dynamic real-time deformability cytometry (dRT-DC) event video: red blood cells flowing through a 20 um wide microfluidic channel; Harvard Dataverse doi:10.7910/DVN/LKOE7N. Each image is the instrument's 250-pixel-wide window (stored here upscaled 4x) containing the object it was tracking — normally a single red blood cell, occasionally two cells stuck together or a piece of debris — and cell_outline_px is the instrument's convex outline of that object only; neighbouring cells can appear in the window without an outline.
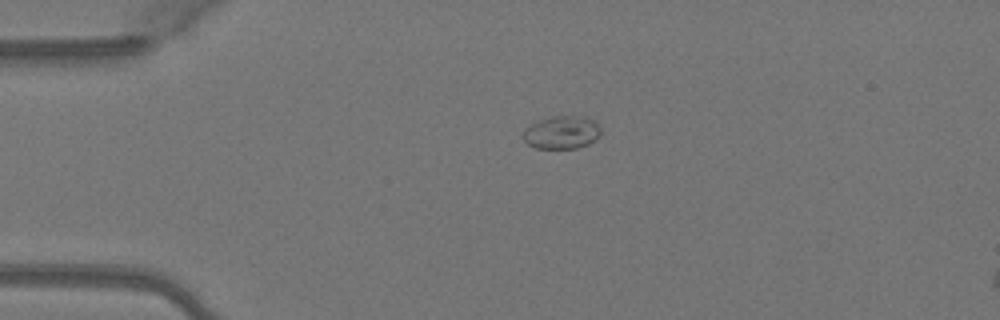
{"species": "Egyptian fruit bat (a non-hibernating species)", "species_latin": "Rousettus aegyptiacus", "temperature_condition": "warm", "stored_images_in_passage": 35, "camera_frame_rate_fps": 3000, "um_per_image_px": 0.085, "animal": {"sex": "female"}, "frame": {"image": 1, "passage_image": 1, "time_ms": 0.0, "image_size_px": [1000, 320], "cell_outline_px": [[600, 136], [596, 140], [588, 144], [576, 148], [536, 148], [528, 144], [524, 140], [524, 128], [536, 120], [552, 116], [584, 116], [596, 120], [600, 128]], "centroid_in_image_um": [47.77, 11.23], "position_along_channel_um": 37.2, "area_um2": 15.14}}
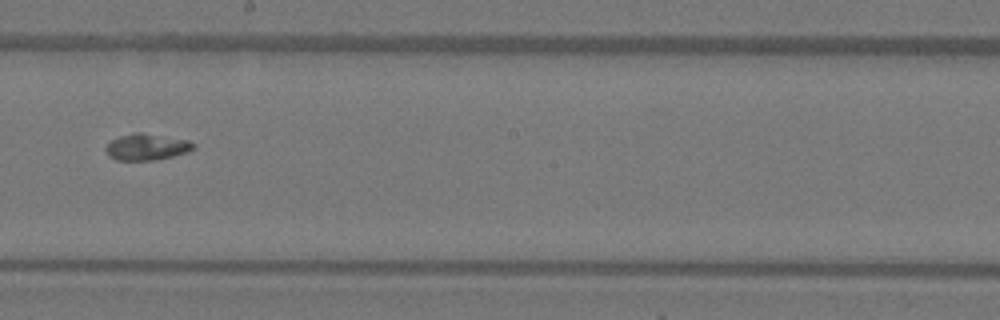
{"frame": {"image": 2, "passage_image": 18, "time_ms": 5.667, "image_size_px": [1000, 320], "cell_outline_px": [[196, 148], [188, 152], [172, 156], [152, 160], [116, 160], [108, 156], [104, 148], [112, 140], [120, 136], [136, 132], [140, 132], [188, 140], [196, 144]], "centroid_in_image_um": [12.48, 12.49], "position_along_channel_um": 235.7, "area_um2": 13.47}}
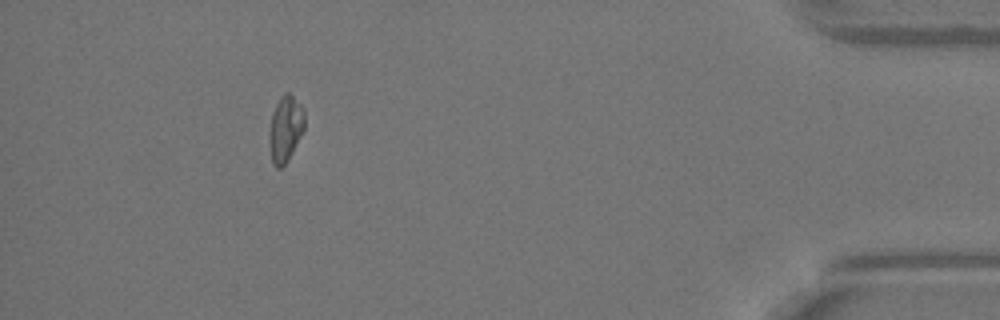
{"frame": {"image": 3, "passage_image": 35, "time_ms": 11.333, "image_size_px": [1000, 320], "cell_outline_px": [[304, 128], [288, 160], [280, 168], [276, 168], [272, 164], [272, 112], [280, 96], [284, 92], [288, 92], [304, 108]], "centroid_in_image_um": [24.31, 10.89], "position_along_channel_um": 410.9, "area_um2": 12.83}, "authors_computed_cell_mechanics": {"area_um2": 13.294, "velocity_mm_per_s": 4.1079, "shape_relaxation_time_tau1_ms": null, "shape_relaxation_time_tau2_ms": 3.3539, "deformation_change_tau1": null, "deformation_change_tau2": 0.0719}}